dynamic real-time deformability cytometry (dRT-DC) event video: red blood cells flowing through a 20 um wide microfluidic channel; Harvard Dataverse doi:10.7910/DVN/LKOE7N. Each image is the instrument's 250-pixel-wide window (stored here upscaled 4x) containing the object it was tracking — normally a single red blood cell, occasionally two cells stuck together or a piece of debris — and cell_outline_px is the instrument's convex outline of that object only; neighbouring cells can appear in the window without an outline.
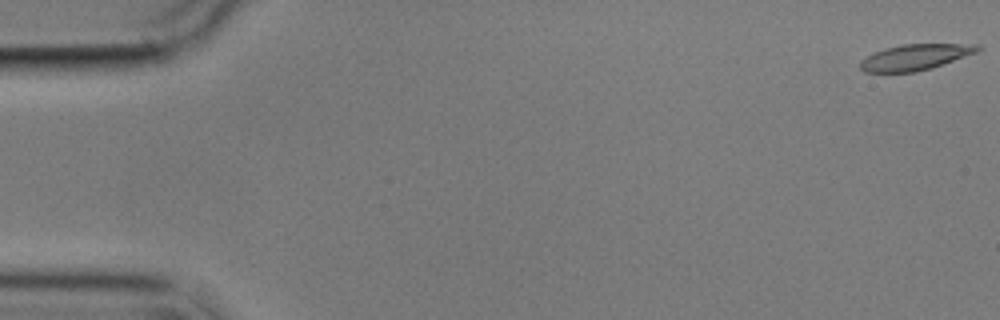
{"species": "common noctule bat (a hibernating species)", "species_latin": "Nyctalus noctula", "temperature_condition": "cold", "stored_images_in_passage": 5, "camera_frame_rate_fps": 3000, "um_per_image_px": 0.085, "animal": {"sex": "male", "body_mass_g": 17.9}, "frame": {"image": 1, "passage_image": 1, "time_ms": 0.0, "image_size_px": [1000, 320], "cell_outline_px": [[980, 48], [976, 52], [932, 68], [916, 72], [864, 72], [860, 68], [860, 60], [872, 52], [884, 48], [904, 44], [980, 44]], "centroid_in_image_um": [77.74, 4.86], "position_along_channel_um": 7.3, "area_um2": 17.69}}
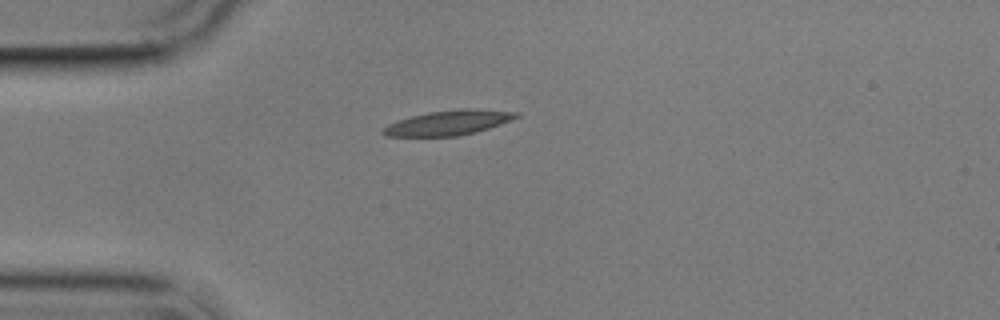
{"frame": {"image": 2, "passage_image": 5, "time_ms": 4.667, "image_size_px": [1000, 320], "cell_outline_px": [[520, 116], [500, 124], [476, 132], [460, 136], [384, 136], [380, 132], [388, 124], [412, 116], [428, 112], [460, 108], [468, 108], [520, 112]], "centroid_in_image_um": [38.13, 10.43], "position_along_channel_um": 46.9, "area_um2": 19.19}}